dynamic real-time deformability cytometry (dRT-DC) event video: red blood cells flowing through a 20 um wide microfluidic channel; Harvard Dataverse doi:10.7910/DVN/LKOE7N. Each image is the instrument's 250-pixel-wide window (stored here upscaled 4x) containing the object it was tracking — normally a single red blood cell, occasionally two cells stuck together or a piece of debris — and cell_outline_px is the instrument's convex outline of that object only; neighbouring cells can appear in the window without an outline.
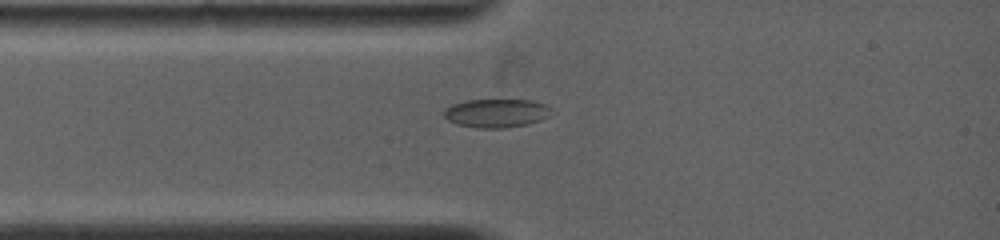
{"species": "common noctule bat (a hibernating species)", "species_latin": "Nyctalus noctula", "temperature_condition": "warm", "stored_images_in_passage": 27, "camera_frame_rate_fps": 5000, "um_per_image_px": 0.085, "animal": {"sex": "female", "body_mass_g": 19.0, "forearm_length_mm": 53.3}, "frame": {"image": 1, "passage_image": 1, "time_ms": 0.0, "image_size_px": [1000, 240], "cell_outline_px": [[552, 108], [548, 116], [540, 120], [528, 124], [500, 128], [476, 128], [456, 124], [448, 120], [444, 116], [444, 108], [452, 104], [468, 100], [532, 100], [548, 104]], "centroid_in_image_um": [42.19, 9.61], "position_along_channel_um": 42.8, "area_um2": 17.98}}
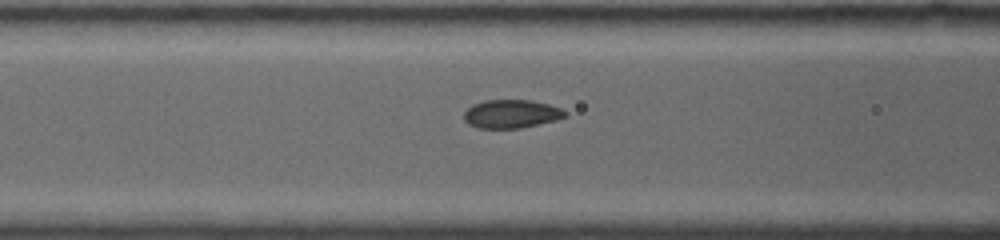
{"frame": {"image": 2, "passage_image": 15, "time_ms": 2.0, "image_size_px": [1000, 240], "cell_outline_px": [[568, 116], [556, 120], [520, 128], [476, 128], [468, 124], [464, 120], [464, 112], [472, 104], [484, 100], [532, 100], [548, 104], [560, 108], [568, 112]], "centroid_in_image_um": [43.46, 9.68], "position_along_channel_um": 123.1, "area_um2": 16.88}}
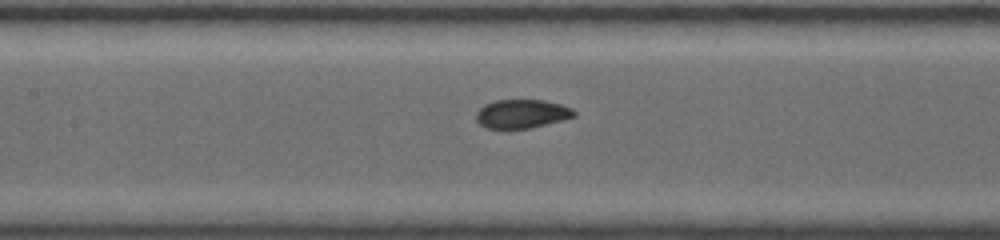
{"frame": {"image": 3, "passage_image": 22, "time_ms": 3.0, "image_size_px": [1000, 240], "cell_outline_px": [[576, 116], [532, 128], [484, 128], [476, 120], [476, 112], [484, 104], [496, 100], [544, 100], [560, 104], [572, 108], [576, 112]], "centroid_in_image_um": [44.35, 9.67], "position_along_channel_um": 163.1, "area_um2": 16.42}}